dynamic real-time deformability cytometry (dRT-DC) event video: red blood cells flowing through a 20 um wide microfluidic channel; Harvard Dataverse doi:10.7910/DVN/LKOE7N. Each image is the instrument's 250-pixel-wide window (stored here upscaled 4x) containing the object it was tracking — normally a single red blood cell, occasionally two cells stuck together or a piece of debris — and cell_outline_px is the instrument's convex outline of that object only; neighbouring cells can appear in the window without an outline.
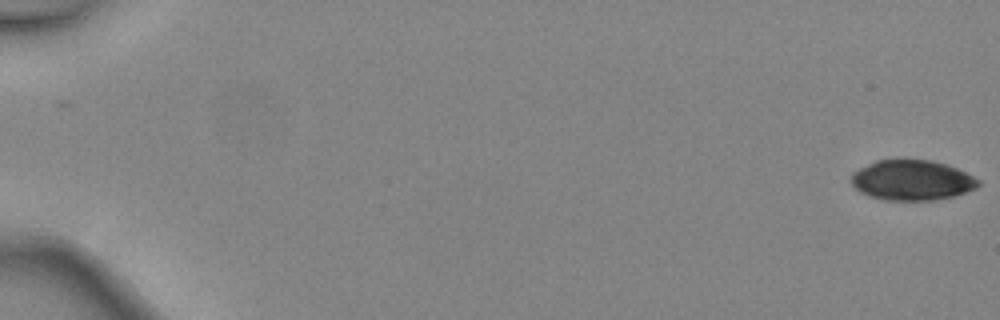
{"species": "common noctule bat (a hibernating species)", "species_latin": "Nyctalus noctula", "temperature_condition": "warm", "stored_images_in_passage": 2, "camera_frame_rate_fps": 3000, "um_per_image_px": 0.085, "animal": {"sex": "female", "body_mass_g": 24.6, "forearm_length_mm": 56.2}, "frame": {"image": 1, "passage_image": 2, "time_ms": 0.333, "image_size_px": [1000, 320], "cell_outline_px": [[980, 184], [976, 188], [952, 196], [936, 200], [884, 200], [868, 196], [860, 192], [852, 184], [852, 172], [876, 160], [896, 156], [904, 156], [932, 160], [948, 164], [980, 180]], "centroid_in_image_um": [77.48, 15.26], "position_along_channel_um": 7.5, "area_um2": 30.58}}